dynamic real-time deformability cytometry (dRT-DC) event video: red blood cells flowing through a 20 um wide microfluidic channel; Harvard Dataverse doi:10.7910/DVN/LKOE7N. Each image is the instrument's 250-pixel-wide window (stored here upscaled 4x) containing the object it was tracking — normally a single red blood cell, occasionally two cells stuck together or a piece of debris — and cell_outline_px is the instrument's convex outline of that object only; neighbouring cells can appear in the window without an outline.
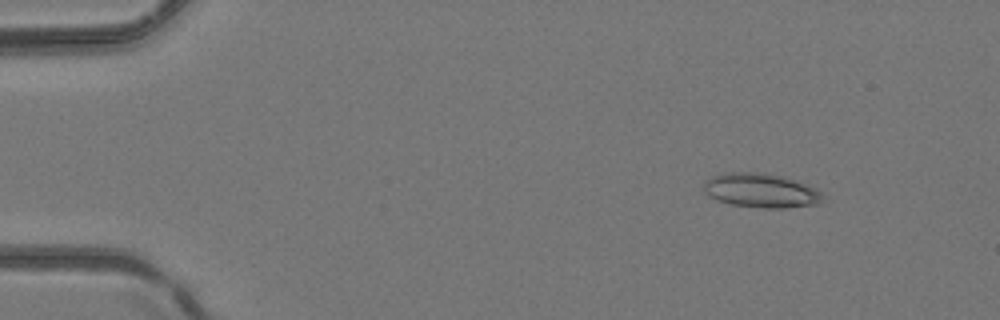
{"species": "common noctule bat (a hibernating species)", "species_latin": "Nyctalus noctula", "temperature_condition": "room temperature", "stored_images_in_passage": 5, "camera_frame_rate_fps": 3000, "um_per_image_px": 0.085, "animal": {"sex": "female", "body_mass_g": 24.6, "forearm_length_mm": 56.2}, "frame": {"image": 1, "passage_image": 5, "time_ms": 1.333, "image_size_px": [1000, 320], "cell_outline_px": [[824, 196], [820, 204], [784, 208], [764, 208], [732, 204], [720, 200], [704, 192], [704, 180], [712, 176], [728, 172], [764, 172], [780, 176], [816, 188]], "centroid_in_image_um": [64.69, 16.19], "position_along_channel_um": 20.3, "area_um2": 23.52}}